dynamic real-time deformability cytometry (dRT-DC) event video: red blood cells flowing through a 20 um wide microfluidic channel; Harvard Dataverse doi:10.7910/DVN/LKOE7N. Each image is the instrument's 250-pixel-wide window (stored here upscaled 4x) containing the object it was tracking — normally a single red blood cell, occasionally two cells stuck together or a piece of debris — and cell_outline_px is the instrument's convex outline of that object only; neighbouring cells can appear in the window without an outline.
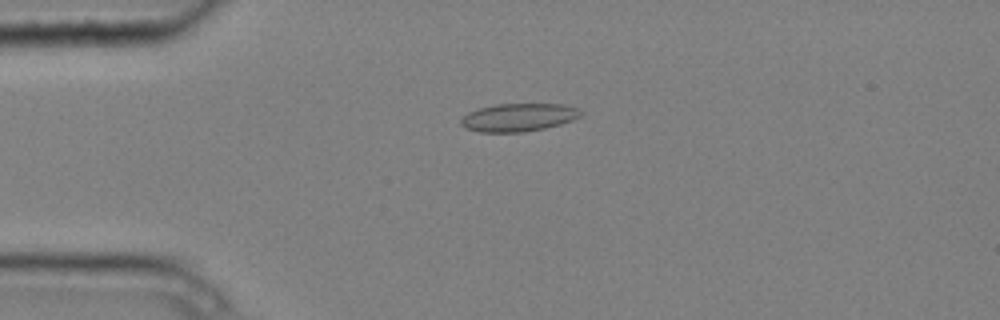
{"species": "common noctule bat (a hibernating species)", "species_latin": "Nyctalus noctula", "temperature_condition": "cold", "stored_images_in_passage": 3, "camera_frame_rate_fps": 3000, "um_per_image_px": 0.085, "animal": {"sex": "male", "body_mass_g": 20.4}, "frame": {"image": 1, "passage_image": 2, "time_ms": 0.333, "image_size_px": [1000, 320], "cell_outline_px": [[584, 112], [580, 116], [572, 120], [560, 124], [544, 128], [524, 132], [480, 132], [464, 128], [460, 124], [460, 120], [468, 112], [480, 108], [496, 104], [564, 104], [576, 108]], "centroid_in_image_um": [44.06, 9.98], "position_along_channel_um": 40.9, "area_um2": 19.54}}